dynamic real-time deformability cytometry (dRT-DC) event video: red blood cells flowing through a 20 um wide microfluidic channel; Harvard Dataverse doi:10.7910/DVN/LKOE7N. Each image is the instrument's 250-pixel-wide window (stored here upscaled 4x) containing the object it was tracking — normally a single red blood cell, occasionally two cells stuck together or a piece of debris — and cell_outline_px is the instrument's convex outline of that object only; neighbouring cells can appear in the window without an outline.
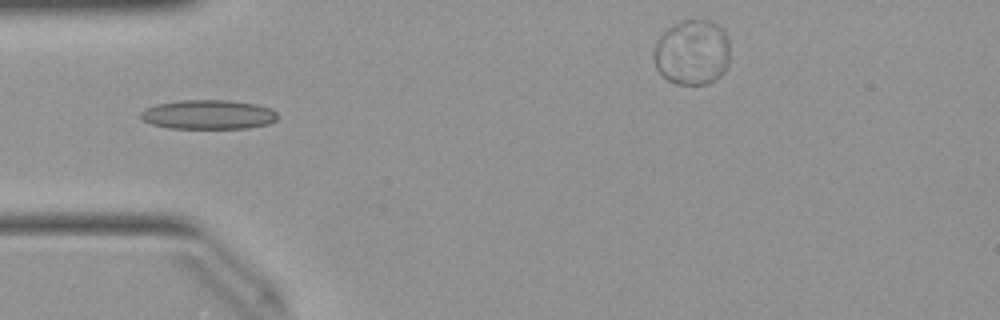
{"species": "Egyptian fruit bat (a non-hibernating species)", "species_latin": "Rousettus aegyptiacus", "temperature_condition": "warm", "stored_images_in_passage": 22, "camera_frame_rate_fps": 3000, "um_per_image_px": 0.085, "animal": {"sex": "female"}, "frame": {"image": 1, "passage_image": 5, "time_ms": 1.333, "image_size_px": [1000, 320], "cell_outline_px": [[276, 120], [268, 124], [248, 128], [168, 128], [152, 124], [144, 120], [140, 116], [140, 112], [144, 108], [156, 104], [180, 100], [228, 100], [256, 104], [272, 108], [276, 112]], "centroid_in_image_um": [17.7, 9.73], "position_along_channel_um": 67.3, "area_um2": 23.47}}
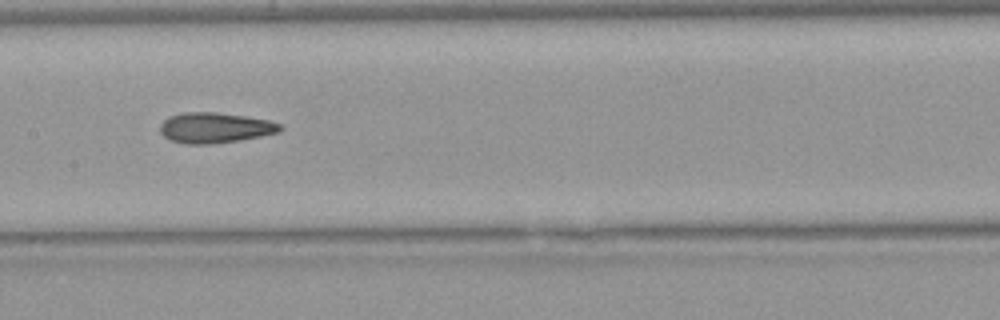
{"frame": {"image": 2, "passage_image": 14, "time_ms": 4.333, "image_size_px": [1000, 320], "cell_outline_px": [[284, 128], [280, 132], [240, 140], [208, 144], [184, 144], [172, 140], [164, 136], [160, 132], [160, 124], [168, 116], [184, 112], [216, 112], [244, 116], [268, 120], [280, 124]], "centroid_in_image_um": [18.26, 10.85], "position_along_channel_um": 189.1, "area_um2": 21.27}}
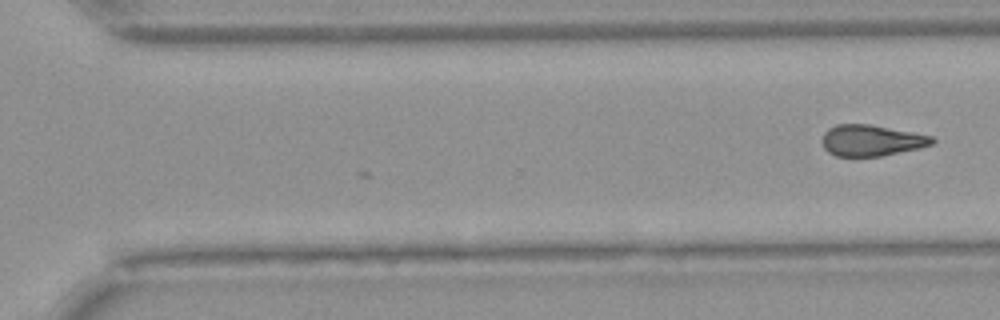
{"frame": {"image": 3, "passage_image": 22, "time_ms": 7.0, "image_size_px": [1000, 320], "cell_outline_px": [[936, 140], [932, 144], [920, 148], [880, 156], [836, 156], [828, 152], [824, 148], [820, 140], [824, 132], [828, 128], [836, 124], [868, 124], [912, 132], [932, 136]], "centroid_in_image_um": [74.03, 11.93], "position_along_channel_um": 296.6, "area_um2": 20.0}}